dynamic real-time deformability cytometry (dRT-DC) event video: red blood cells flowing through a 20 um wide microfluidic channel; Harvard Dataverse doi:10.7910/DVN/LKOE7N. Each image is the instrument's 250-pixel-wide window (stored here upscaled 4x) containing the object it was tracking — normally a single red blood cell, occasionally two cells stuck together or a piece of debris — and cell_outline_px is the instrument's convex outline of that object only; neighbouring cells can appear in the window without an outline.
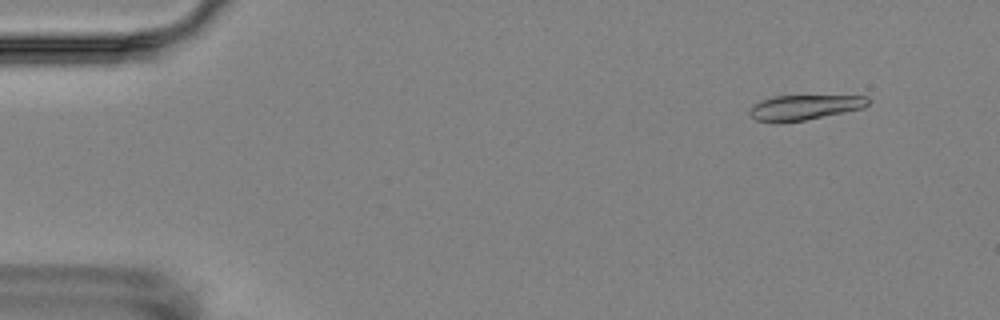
{"species": "Egyptian fruit bat (a non-hibernating species)", "species_latin": "Rousettus aegyptiacus", "temperature_condition": "room temperature", "stored_images_in_passage": 5, "camera_frame_rate_fps": 3000, "um_per_image_px": 0.085, "animal": {"sex": "female"}, "frame": {"image": 1, "passage_image": 2, "time_ms": 1.0, "image_size_px": [1000, 320], "cell_outline_px": [[868, 104], [864, 108], [804, 120], [776, 124], [756, 120], [748, 112], [752, 104], [760, 100], [772, 96], [868, 96]], "centroid_in_image_um": [68.3, 9.14], "position_along_channel_um": 16.7, "area_um2": 17.4}}
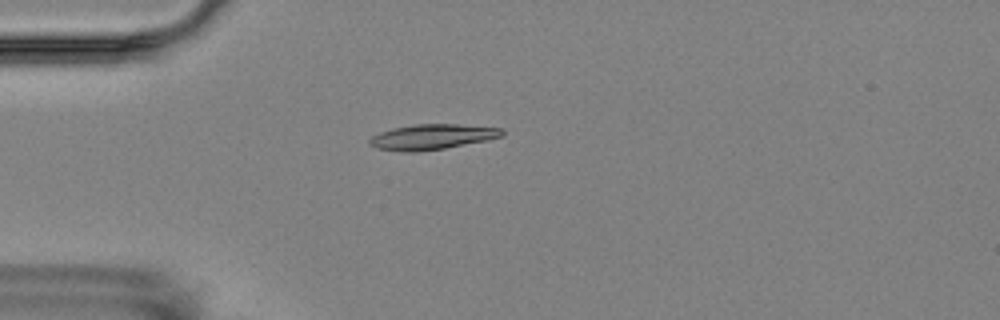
{"frame": {"image": 2, "passage_image": 5, "time_ms": 4.333, "image_size_px": [1000, 320], "cell_outline_px": [[504, 136], [488, 140], [444, 148], [416, 152], [400, 152], [376, 148], [368, 144], [368, 140], [372, 136], [380, 132], [392, 128], [416, 124], [456, 124], [504, 128]], "centroid_in_image_um": [36.72, 11.63], "position_along_channel_um": 48.3, "area_um2": 19.71}}